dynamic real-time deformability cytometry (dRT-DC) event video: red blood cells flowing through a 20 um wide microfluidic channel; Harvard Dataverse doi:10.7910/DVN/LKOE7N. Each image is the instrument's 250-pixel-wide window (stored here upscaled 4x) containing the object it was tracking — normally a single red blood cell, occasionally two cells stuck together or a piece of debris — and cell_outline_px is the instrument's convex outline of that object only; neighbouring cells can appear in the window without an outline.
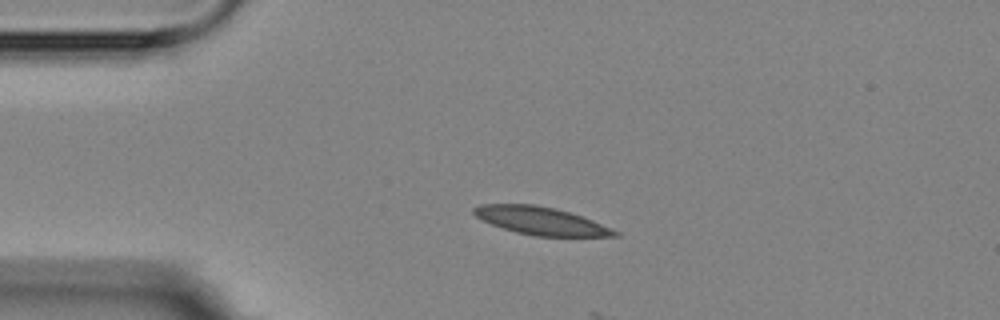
{"species": "Egyptian fruit bat (a non-hibernating species)", "species_latin": "Rousettus aegyptiacus", "temperature_condition": "room temperature", "stored_images_in_passage": 5, "camera_frame_rate_fps": 3000, "um_per_image_px": 0.085, "animal": {"sex": "female"}, "frame": {"image": 1, "passage_image": 3, "time_ms": 2.333, "image_size_px": [1000, 320], "cell_outline_px": [[620, 236], [536, 236], [516, 232], [492, 224], [476, 216], [472, 212], [472, 208], [480, 204], [536, 204], [556, 208], [592, 220], [612, 228], [620, 232]], "centroid_in_image_um": [45.98, 18.76], "position_along_channel_um": 39.0, "area_um2": 22.66}}